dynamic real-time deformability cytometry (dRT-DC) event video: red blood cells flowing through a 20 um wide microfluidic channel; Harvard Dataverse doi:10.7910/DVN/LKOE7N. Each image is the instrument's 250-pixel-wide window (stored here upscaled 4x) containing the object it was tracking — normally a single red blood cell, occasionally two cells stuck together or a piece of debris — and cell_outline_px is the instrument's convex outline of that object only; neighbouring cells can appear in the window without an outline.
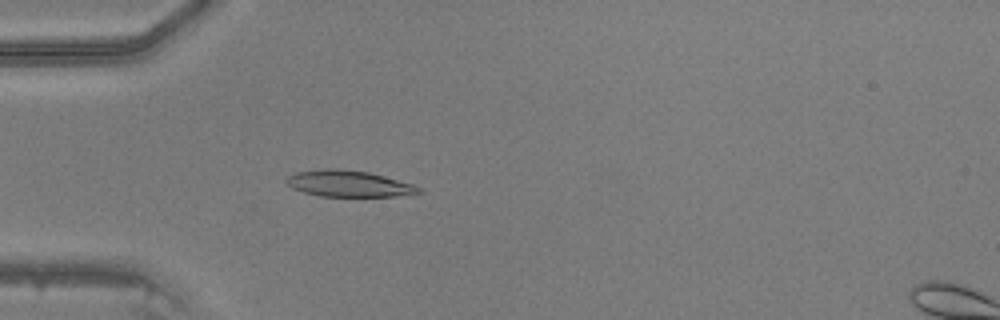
{"species": "common noctule bat (a hibernating species)", "species_latin": "Nyctalus noctula", "temperature_condition": "warm", "stored_images_in_passage": 35, "camera_frame_rate_fps": 3000, "um_per_image_px": 0.085, "animal": {"sex": "male", "body_mass_g": 20.5, "forearm_length_mm": 52.5}, "frame": {"image": 1, "passage_image": 3, "time_ms": 0.667, "image_size_px": [1000, 320], "cell_outline_px": [[424, 192], [396, 196], [320, 196], [304, 192], [292, 188], [284, 180], [288, 176], [296, 172], [324, 168], [336, 168], [368, 172], [384, 176], [412, 184], [420, 188]], "centroid_in_image_um": [29.61, 15.6], "position_along_channel_um": 55.4, "area_um2": 20.17}}
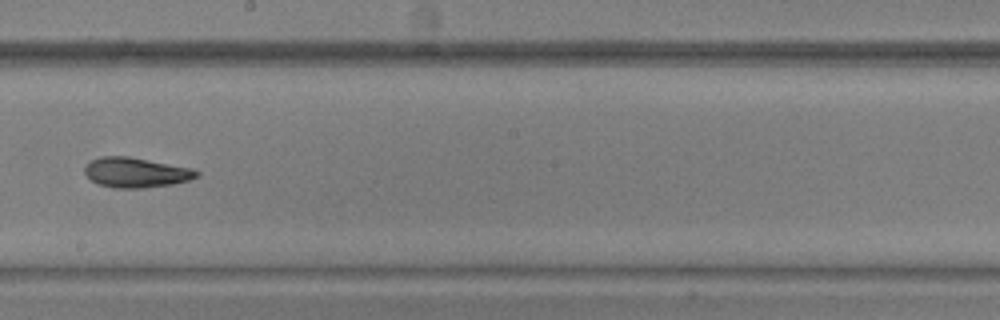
{"frame": {"image": 2, "passage_image": 16, "time_ms": 5.0, "image_size_px": [1000, 320], "cell_outline_px": [[200, 176], [188, 180], [172, 184], [140, 188], [112, 188], [96, 184], [84, 172], [84, 168], [92, 160], [100, 156], [128, 156], [192, 168], [200, 172]], "centroid_in_image_um": [11.55, 14.66], "position_along_channel_um": 236.6, "area_um2": 19.54}}
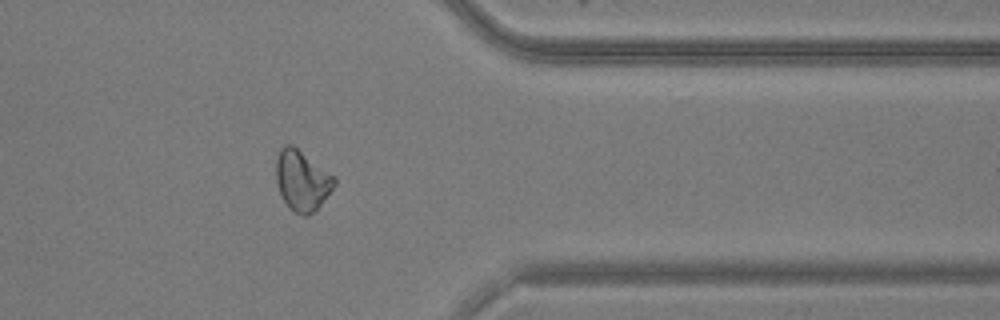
{"frame": {"image": 3, "passage_image": 27, "time_ms": 8.667, "image_size_px": [1000, 320], "cell_outline_px": [[336, 184], [320, 204], [308, 216], [304, 216], [288, 208], [280, 192], [276, 180], [276, 160], [280, 148], [284, 144], [292, 144], [336, 176]], "centroid_in_image_um": [25.67, 15.31], "position_along_channel_um": 385.7, "area_um2": 20.46}}